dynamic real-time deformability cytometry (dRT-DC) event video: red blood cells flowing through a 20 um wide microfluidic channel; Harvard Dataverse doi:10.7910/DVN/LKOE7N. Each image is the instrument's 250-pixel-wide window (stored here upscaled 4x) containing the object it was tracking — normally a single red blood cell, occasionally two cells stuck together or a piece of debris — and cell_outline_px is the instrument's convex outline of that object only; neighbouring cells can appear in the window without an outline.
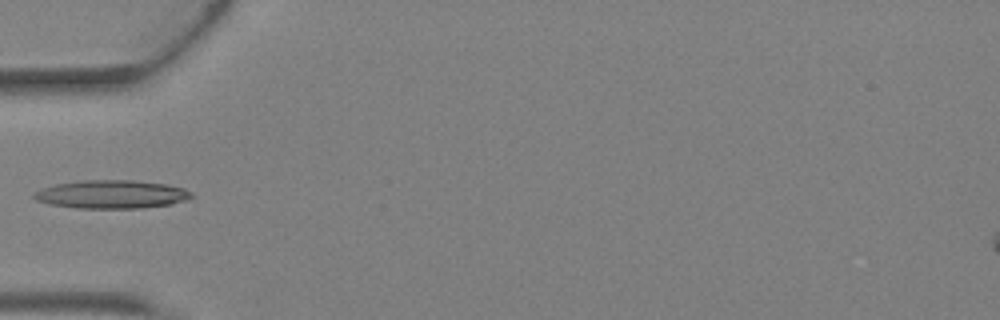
{"species": "Egyptian fruit bat (a non-hibernating species)", "species_latin": "Rousettus aegyptiacus", "temperature_condition": "warm", "stored_images_in_passage": 5, "camera_frame_rate_fps": 3000, "um_per_image_px": 0.085, "animal": {"sex": "female"}, "frame": {"image": 1, "passage_image": 5, "time_ms": 1.333, "image_size_px": [1000, 320], "cell_outline_px": [[196, 196], [188, 200], [172, 204], [140, 208], [76, 208], [52, 204], [36, 200], [32, 196], [32, 192], [56, 184], [80, 180], [132, 180], [164, 184], [184, 188], [192, 192]], "centroid_in_image_um": [9.52, 16.52], "position_along_channel_um": 75.5, "area_um2": 26.07}}